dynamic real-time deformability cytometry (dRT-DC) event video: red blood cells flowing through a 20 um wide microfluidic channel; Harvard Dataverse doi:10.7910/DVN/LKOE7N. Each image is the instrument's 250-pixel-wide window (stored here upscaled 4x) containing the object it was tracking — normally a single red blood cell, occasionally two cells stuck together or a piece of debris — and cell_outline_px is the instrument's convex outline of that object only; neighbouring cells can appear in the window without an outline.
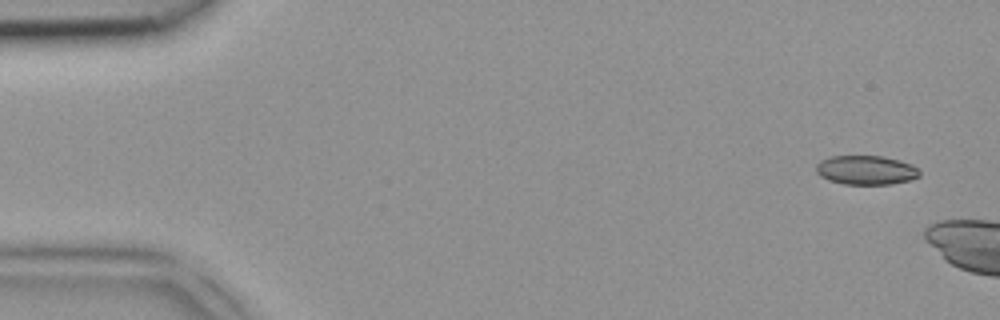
{"species": "common noctule bat (a hibernating species)", "species_latin": "Nyctalus noctula", "temperature_condition": "room temperature", "stored_images_in_passage": 3, "camera_frame_rate_fps": 3000, "um_per_image_px": 0.085, "animal": {"sex": "female", "body_mass_g": 18.4}, "frame": {"image": 1, "passage_image": 1, "time_ms": 0.0, "image_size_px": [1000, 320], "cell_outline_px": [[920, 176], [908, 180], [892, 184], [844, 184], [828, 180], [820, 176], [816, 172], [816, 164], [820, 160], [832, 156], [880, 156], [900, 160], [912, 164], [920, 168]], "centroid_in_image_um": [73.62, 14.45], "position_along_channel_um": 11.4, "area_um2": 17.69}}